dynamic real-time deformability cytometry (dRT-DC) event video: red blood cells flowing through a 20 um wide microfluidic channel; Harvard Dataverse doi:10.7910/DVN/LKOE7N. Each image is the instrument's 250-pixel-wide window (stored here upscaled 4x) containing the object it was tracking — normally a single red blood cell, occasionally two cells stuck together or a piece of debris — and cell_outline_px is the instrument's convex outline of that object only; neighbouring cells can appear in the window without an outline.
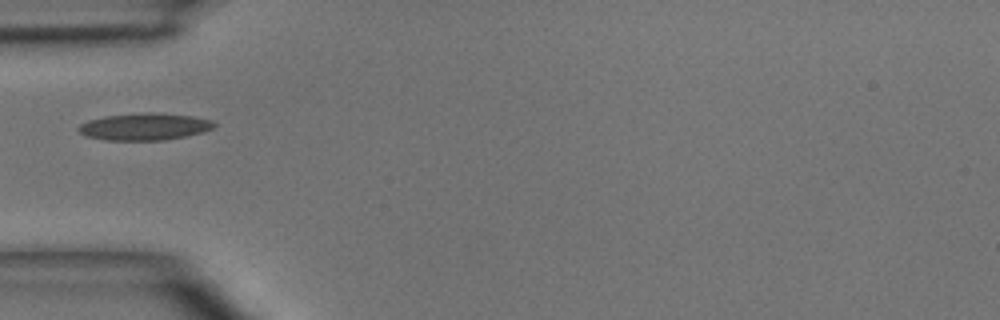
{"species": "common noctule bat (a hibernating species)", "species_latin": "Nyctalus noctula", "temperature_condition": "room temperature", "stored_images_in_passage": 4, "camera_frame_rate_fps": 3000, "um_per_image_px": 0.085, "animal": {"sex": "male", "body_mass_g": 15.6}, "frame": {"image": 1, "passage_image": 4, "time_ms": 3.333, "image_size_px": [1000, 320], "cell_outline_px": [[216, 124], [212, 128], [204, 132], [164, 140], [108, 140], [88, 136], [80, 132], [76, 128], [80, 124], [88, 120], [104, 116], [144, 112], [152, 112], [192, 116], [212, 120]], "centroid_in_image_um": [12.28, 10.75], "position_along_channel_um": 72.7, "area_um2": 21.27}}